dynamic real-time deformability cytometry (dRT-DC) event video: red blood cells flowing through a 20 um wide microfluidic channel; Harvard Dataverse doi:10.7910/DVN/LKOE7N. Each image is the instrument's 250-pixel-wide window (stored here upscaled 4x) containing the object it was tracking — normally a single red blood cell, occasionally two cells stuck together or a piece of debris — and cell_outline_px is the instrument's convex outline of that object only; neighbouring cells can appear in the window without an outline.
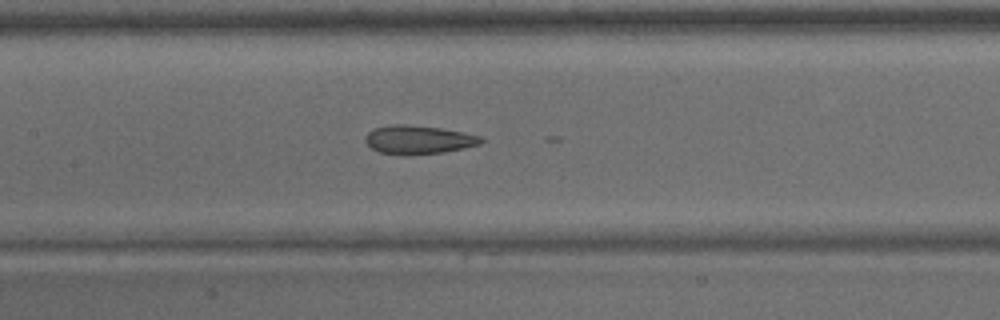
{"species": "common noctule bat (a hibernating species)", "species_latin": "Nyctalus noctula", "temperature_condition": "warm", "stored_images_in_passage": 20, "camera_frame_rate_fps": 3000, "um_per_image_px": 0.085, "animal": {"sex": "male", "body_mass_g": 15.6}, "frame": {"image": 1, "passage_image": 19, "time_ms": 6.0, "image_size_px": [1000, 320], "cell_outline_px": [[484, 140], [480, 144], [464, 148], [444, 152], [380, 152], [372, 148], [364, 140], [364, 136], [368, 132], [376, 128], [388, 124], [408, 124], [440, 128], [484, 136]], "centroid_in_image_um": [35.61, 11.82], "position_along_channel_um": 171.8, "area_um2": 18.61}}